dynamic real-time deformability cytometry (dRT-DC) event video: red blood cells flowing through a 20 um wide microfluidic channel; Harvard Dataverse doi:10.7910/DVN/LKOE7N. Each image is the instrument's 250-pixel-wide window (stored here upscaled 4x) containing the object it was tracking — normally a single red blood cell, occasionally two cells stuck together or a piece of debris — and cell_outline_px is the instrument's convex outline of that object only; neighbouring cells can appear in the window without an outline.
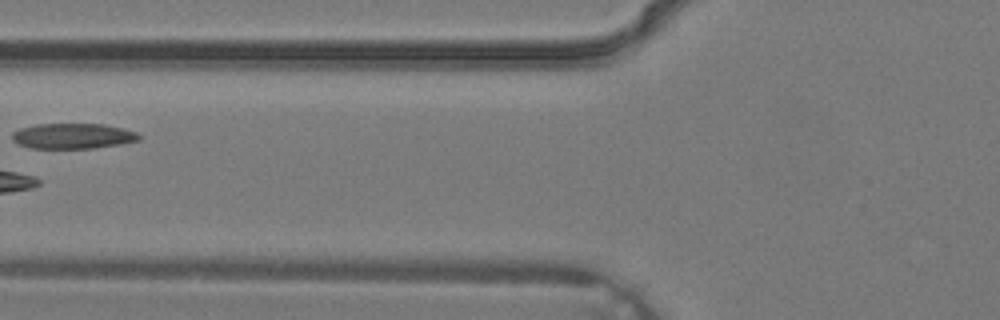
{"species": "common noctule bat (a hibernating species)", "species_latin": "Nyctalus noctula", "temperature_condition": "warm", "stored_images_in_passage": 3, "camera_frame_rate_fps": 3000, "um_per_image_px": 0.085, "animal": {"sex": "male", "body_mass_g": 19.2, "forearm_length_mm": 51.8}, "frame": {"image": 1, "passage_image": 3, "time_ms": 0.667, "image_size_px": [1000, 320], "cell_outline_px": [[140, 140], [120, 144], [96, 148], [32, 148], [20, 144], [12, 140], [12, 132], [20, 128], [36, 124], [104, 124], [124, 128], [136, 132], [140, 136]], "centroid_in_image_um": [6.21, 11.56], "position_along_channel_um": 119.6, "area_um2": 18.79}}